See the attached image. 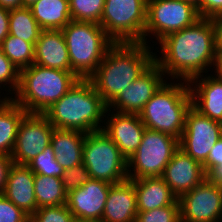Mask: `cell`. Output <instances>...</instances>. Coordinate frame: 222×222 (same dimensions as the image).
<instances>
[{"instance_id":"obj_24","label":"cell","mask_w":222,"mask_h":222,"mask_svg":"<svg viewBox=\"0 0 222 222\" xmlns=\"http://www.w3.org/2000/svg\"><path fill=\"white\" fill-rule=\"evenodd\" d=\"M29 8L42 30H62L72 20L69 0H37Z\"/></svg>"},{"instance_id":"obj_14","label":"cell","mask_w":222,"mask_h":222,"mask_svg":"<svg viewBox=\"0 0 222 222\" xmlns=\"http://www.w3.org/2000/svg\"><path fill=\"white\" fill-rule=\"evenodd\" d=\"M164 73L154 62L142 75L134 80L127 88L108 105V110L114 107L119 113L139 114L145 104L165 83Z\"/></svg>"},{"instance_id":"obj_23","label":"cell","mask_w":222,"mask_h":222,"mask_svg":"<svg viewBox=\"0 0 222 222\" xmlns=\"http://www.w3.org/2000/svg\"><path fill=\"white\" fill-rule=\"evenodd\" d=\"M85 136L86 133L81 131L54 128L50 144L64 170L82 163Z\"/></svg>"},{"instance_id":"obj_44","label":"cell","mask_w":222,"mask_h":222,"mask_svg":"<svg viewBox=\"0 0 222 222\" xmlns=\"http://www.w3.org/2000/svg\"><path fill=\"white\" fill-rule=\"evenodd\" d=\"M37 0H23V7H31Z\"/></svg>"},{"instance_id":"obj_7","label":"cell","mask_w":222,"mask_h":222,"mask_svg":"<svg viewBox=\"0 0 222 222\" xmlns=\"http://www.w3.org/2000/svg\"><path fill=\"white\" fill-rule=\"evenodd\" d=\"M92 179L116 184L128 179L127 159L101 129L87 133L83 161Z\"/></svg>"},{"instance_id":"obj_12","label":"cell","mask_w":222,"mask_h":222,"mask_svg":"<svg viewBox=\"0 0 222 222\" xmlns=\"http://www.w3.org/2000/svg\"><path fill=\"white\" fill-rule=\"evenodd\" d=\"M220 138H222V123L211 120L191 105L186 113L185 128L179 139V148L204 165L212 145Z\"/></svg>"},{"instance_id":"obj_2","label":"cell","mask_w":222,"mask_h":222,"mask_svg":"<svg viewBox=\"0 0 222 222\" xmlns=\"http://www.w3.org/2000/svg\"><path fill=\"white\" fill-rule=\"evenodd\" d=\"M147 45L114 43L88 78L107 105L155 62Z\"/></svg>"},{"instance_id":"obj_10","label":"cell","mask_w":222,"mask_h":222,"mask_svg":"<svg viewBox=\"0 0 222 222\" xmlns=\"http://www.w3.org/2000/svg\"><path fill=\"white\" fill-rule=\"evenodd\" d=\"M199 19L196 6L187 0H147L144 43L147 44L149 33L160 42L167 35L192 26Z\"/></svg>"},{"instance_id":"obj_3","label":"cell","mask_w":222,"mask_h":222,"mask_svg":"<svg viewBox=\"0 0 222 222\" xmlns=\"http://www.w3.org/2000/svg\"><path fill=\"white\" fill-rule=\"evenodd\" d=\"M108 105L89 79H78L69 91L43 114L54 128L90 133L101 130L99 122Z\"/></svg>"},{"instance_id":"obj_21","label":"cell","mask_w":222,"mask_h":222,"mask_svg":"<svg viewBox=\"0 0 222 222\" xmlns=\"http://www.w3.org/2000/svg\"><path fill=\"white\" fill-rule=\"evenodd\" d=\"M34 64L71 71V64L62 30H42L35 44Z\"/></svg>"},{"instance_id":"obj_30","label":"cell","mask_w":222,"mask_h":222,"mask_svg":"<svg viewBox=\"0 0 222 222\" xmlns=\"http://www.w3.org/2000/svg\"><path fill=\"white\" fill-rule=\"evenodd\" d=\"M34 174L62 178L64 169L59 165L53 147L49 144L43 152L27 164Z\"/></svg>"},{"instance_id":"obj_18","label":"cell","mask_w":222,"mask_h":222,"mask_svg":"<svg viewBox=\"0 0 222 222\" xmlns=\"http://www.w3.org/2000/svg\"><path fill=\"white\" fill-rule=\"evenodd\" d=\"M35 174L27 165L13 163L8 172L3 195L28 216L37 208L34 189Z\"/></svg>"},{"instance_id":"obj_36","label":"cell","mask_w":222,"mask_h":222,"mask_svg":"<svg viewBox=\"0 0 222 222\" xmlns=\"http://www.w3.org/2000/svg\"><path fill=\"white\" fill-rule=\"evenodd\" d=\"M203 167L208 176H212L222 167V138L212 145L208 160Z\"/></svg>"},{"instance_id":"obj_17","label":"cell","mask_w":222,"mask_h":222,"mask_svg":"<svg viewBox=\"0 0 222 222\" xmlns=\"http://www.w3.org/2000/svg\"><path fill=\"white\" fill-rule=\"evenodd\" d=\"M102 130L116 144L121 154L128 160L138 149L145 125L139 114L119 113L111 114Z\"/></svg>"},{"instance_id":"obj_28","label":"cell","mask_w":222,"mask_h":222,"mask_svg":"<svg viewBox=\"0 0 222 222\" xmlns=\"http://www.w3.org/2000/svg\"><path fill=\"white\" fill-rule=\"evenodd\" d=\"M0 49L20 71L34 64L35 46L32 43L9 34Z\"/></svg>"},{"instance_id":"obj_27","label":"cell","mask_w":222,"mask_h":222,"mask_svg":"<svg viewBox=\"0 0 222 222\" xmlns=\"http://www.w3.org/2000/svg\"><path fill=\"white\" fill-rule=\"evenodd\" d=\"M42 29L38 25L30 8L22 7L9 12V34L16 36L34 46Z\"/></svg>"},{"instance_id":"obj_40","label":"cell","mask_w":222,"mask_h":222,"mask_svg":"<svg viewBox=\"0 0 222 222\" xmlns=\"http://www.w3.org/2000/svg\"><path fill=\"white\" fill-rule=\"evenodd\" d=\"M216 34V53H222V15L213 19Z\"/></svg>"},{"instance_id":"obj_15","label":"cell","mask_w":222,"mask_h":222,"mask_svg":"<svg viewBox=\"0 0 222 222\" xmlns=\"http://www.w3.org/2000/svg\"><path fill=\"white\" fill-rule=\"evenodd\" d=\"M111 186L105 181L91 179L81 187L69 191L66 205L74 219L101 222Z\"/></svg>"},{"instance_id":"obj_16","label":"cell","mask_w":222,"mask_h":222,"mask_svg":"<svg viewBox=\"0 0 222 222\" xmlns=\"http://www.w3.org/2000/svg\"><path fill=\"white\" fill-rule=\"evenodd\" d=\"M161 177L179 199L209 176L201 163L192 159L181 148H178L166 165Z\"/></svg>"},{"instance_id":"obj_38","label":"cell","mask_w":222,"mask_h":222,"mask_svg":"<svg viewBox=\"0 0 222 222\" xmlns=\"http://www.w3.org/2000/svg\"><path fill=\"white\" fill-rule=\"evenodd\" d=\"M13 164L11 156L0 153V194L6 186L7 176L10 166Z\"/></svg>"},{"instance_id":"obj_6","label":"cell","mask_w":222,"mask_h":222,"mask_svg":"<svg viewBox=\"0 0 222 222\" xmlns=\"http://www.w3.org/2000/svg\"><path fill=\"white\" fill-rule=\"evenodd\" d=\"M71 64L79 79H88L115 43L96 23L70 21L62 29Z\"/></svg>"},{"instance_id":"obj_9","label":"cell","mask_w":222,"mask_h":222,"mask_svg":"<svg viewBox=\"0 0 222 222\" xmlns=\"http://www.w3.org/2000/svg\"><path fill=\"white\" fill-rule=\"evenodd\" d=\"M178 148L177 138L146 128L138 149L127 160L128 179L161 177Z\"/></svg>"},{"instance_id":"obj_1","label":"cell","mask_w":222,"mask_h":222,"mask_svg":"<svg viewBox=\"0 0 222 222\" xmlns=\"http://www.w3.org/2000/svg\"><path fill=\"white\" fill-rule=\"evenodd\" d=\"M159 44L163 56L155 57V62L162 72L169 74L173 79L182 78L184 82H189L203 74L204 70L207 71L206 67L215 63L214 21L200 18L192 26L167 35Z\"/></svg>"},{"instance_id":"obj_4","label":"cell","mask_w":222,"mask_h":222,"mask_svg":"<svg viewBox=\"0 0 222 222\" xmlns=\"http://www.w3.org/2000/svg\"><path fill=\"white\" fill-rule=\"evenodd\" d=\"M79 78L72 71L47 68L32 64L20 71L19 86L11 98L27 113H44L69 89Z\"/></svg>"},{"instance_id":"obj_19","label":"cell","mask_w":222,"mask_h":222,"mask_svg":"<svg viewBox=\"0 0 222 222\" xmlns=\"http://www.w3.org/2000/svg\"><path fill=\"white\" fill-rule=\"evenodd\" d=\"M137 199L134 184L130 179L112 184L101 222H135Z\"/></svg>"},{"instance_id":"obj_5","label":"cell","mask_w":222,"mask_h":222,"mask_svg":"<svg viewBox=\"0 0 222 222\" xmlns=\"http://www.w3.org/2000/svg\"><path fill=\"white\" fill-rule=\"evenodd\" d=\"M184 83H164L139 113L147 129L181 138L185 117L192 105L190 86ZM182 84V85H181Z\"/></svg>"},{"instance_id":"obj_37","label":"cell","mask_w":222,"mask_h":222,"mask_svg":"<svg viewBox=\"0 0 222 222\" xmlns=\"http://www.w3.org/2000/svg\"><path fill=\"white\" fill-rule=\"evenodd\" d=\"M196 9L200 18L214 19L222 15V0H200Z\"/></svg>"},{"instance_id":"obj_20","label":"cell","mask_w":222,"mask_h":222,"mask_svg":"<svg viewBox=\"0 0 222 222\" xmlns=\"http://www.w3.org/2000/svg\"><path fill=\"white\" fill-rule=\"evenodd\" d=\"M192 78L188 84L192 99V106L211 120L222 123V79L218 77ZM199 77L201 80H199ZM199 80V81H197ZM196 81V83H195ZM197 82H199L197 84ZM191 83L196 84L192 89Z\"/></svg>"},{"instance_id":"obj_13","label":"cell","mask_w":222,"mask_h":222,"mask_svg":"<svg viewBox=\"0 0 222 222\" xmlns=\"http://www.w3.org/2000/svg\"><path fill=\"white\" fill-rule=\"evenodd\" d=\"M54 127L42 113H26L19 123L13 163L27 165L51 143Z\"/></svg>"},{"instance_id":"obj_46","label":"cell","mask_w":222,"mask_h":222,"mask_svg":"<svg viewBox=\"0 0 222 222\" xmlns=\"http://www.w3.org/2000/svg\"><path fill=\"white\" fill-rule=\"evenodd\" d=\"M187 1L193 3L195 6H197L200 2V0H187Z\"/></svg>"},{"instance_id":"obj_35","label":"cell","mask_w":222,"mask_h":222,"mask_svg":"<svg viewBox=\"0 0 222 222\" xmlns=\"http://www.w3.org/2000/svg\"><path fill=\"white\" fill-rule=\"evenodd\" d=\"M28 215L0 194V222H22Z\"/></svg>"},{"instance_id":"obj_34","label":"cell","mask_w":222,"mask_h":222,"mask_svg":"<svg viewBox=\"0 0 222 222\" xmlns=\"http://www.w3.org/2000/svg\"><path fill=\"white\" fill-rule=\"evenodd\" d=\"M20 70L10 61V59L0 49V84H11L12 90L17 91L19 86Z\"/></svg>"},{"instance_id":"obj_11","label":"cell","mask_w":222,"mask_h":222,"mask_svg":"<svg viewBox=\"0 0 222 222\" xmlns=\"http://www.w3.org/2000/svg\"><path fill=\"white\" fill-rule=\"evenodd\" d=\"M180 222H220L222 186L211 176L179 199Z\"/></svg>"},{"instance_id":"obj_41","label":"cell","mask_w":222,"mask_h":222,"mask_svg":"<svg viewBox=\"0 0 222 222\" xmlns=\"http://www.w3.org/2000/svg\"><path fill=\"white\" fill-rule=\"evenodd\" d=\"M0 7L13 10L23 7V0H0Z\"/></svg>"},{"instance_id":"obj_22","label":"cell","mask_w":222,"mask_h":222,"mask_svg":"<svg viewBox=\"0 0 222 222\" xmlns=\"http://www.w3.org/2000/svg\"><path fill=\"white\" fill-rule=\"evenodd\" d=\"M131 181L136 191L137 212L180 205L178 198L162 177L139 178Z\"/></svg>"},{"instance_id":"obj_26","label":"cell","mask_w":222,"mask_h":222,"mask_svg":"<svg viewBox=\"0 0 222 222\" xmlns=\"http://www.w3.org/2000/svg\"><path fill=\"white\" fill-rule=\"evenodd\" d=\"M34 189L37 208L67 203V192L63 188L62 178L35 174Z\"/></svg>"},{"instance_id":"obj_25","label":"cell","mask_w":222,"mask_h":222,"mask_svg":"<svg viewBox=\"0 0 222 222\" xmlns=\"http://www.w3.org/2000/svg\"><path fill=\"white\" fill-rule=\"evenodd\" d=\"M27 111L11 98L0 99V153L11 156L19 123Z\"/></svg>"},{"instance_id":"obj_45","label":"cell","mask_w":222,"mask_h":222,"mask_svg":"<svg viewBox=\"0 0 222 222\" xmlns=\"http://www.w3.org/2000/svg\"><path fill=\"white\" fill-rule=\"evenodd\" d=\"M22 222H35L32 216H27Z\"/></svg>"},{"instance_id":"obj_32","label":"cell","mask_w":222,"mask_h":222,"mask_svg":"<svg viewBox=\"0 0 222 222\" xmlns=\"http://www.w3.org/2000/svg\"><path fill=\"white\" fill-rule=\"evenodd\" d=\"M35 222H74L73 214L66 204L41 207L32 215Z\"/></svg>"},{"instance_id":"obj_8","label":"cell","mask_w":222,"mask_h":222,"mask_svg":"<svg viewBox=\"0 0 222 222\" xmlns=\"http://www.w3.org/2000/svg\"><path fill=\"white\" fill-rule=\"evenodd\" d=\"M147 0H105L99 25L115 43H144Z\"/></svg>"},{"instance_id":"obj_39","label":"cell","mask_w":222,"mask_h":222,"mask_svg":"<svg viewBox=\"0 0 222 222\" xmlns=\"http://www.w3.org/2000/svg\"><path fill=\"white\" fill-rule=\"evenodd\" d=\"M9 12L10 10L0 7V44L9 35Z\"/></svg>"},{"instance_id":"obj_31","label":"cell","mask_w":222,"mask_h":222,"mask_svg":"<svg viewBox=\"0 0 222 222\" xmlns=\"http://www.w3.org/2000/svg\"><path fill=\"white\" fill-rule=\"evenodd\" d=\"M135 222H180V205L138 212Z\"/></svg>"},{"instance_id":"obj_29","label":"cell","mask_w":222,"mask_h":222,"mask_svg":"<svg viewBox=\"0 0 222 222\" xmlns=\"http://www.w3.org/2000/svg\"><path fill=\"white\" fill-rule=\"evenodd\" d=\"M105 0H69L72 21L99 24Z\"/></svg>"},{"instance_id":"obj_43","label":"cell","mask_w":222,"mask_h":222,"mask_svg":"<svg viewBox=\"0 0 222 222\" xmlns=\"http://www.w3.org/2000/svg\"><path fill=\"white\" fill-rule=\"evenodd\" d=\"M218 184L222 186V167L211 176Z\"/></svg>"},{"instance_id":"obj_33","label":"cell","mask_w":222,"mask_h":222,"mask_svg":"<svg viewBox=\"0 0 222 222\" xmlns=\"http://www.w3.org/2000/svg\"><path fill=\"white\" fill-rule=\"evenodd\" d=\"M87 168L83 163L64 170L62 176L63 188L68 193L73 189H77L91 180Z\"/></svg>"},{"instance_id":"obj_47","label":"cell","mask_w":222,"mask_h":222,"mask_svg":"<svg viewBox=\"0 0 222 222\" xmlns=\"http://www.w3.org/2000/svg\"><path fill=\"white\" fill-rule=\"evenodd\" d=\"M74 222H97V221H80V220H75Z\"/></svg>"},{"instance_id":"obj_42","label":"cell","mask_w":222,"mask_h":222,"mask_svg":"<svg viewBox=\"0 0 222 222\" xmlns=\"http://www.w3.org/2000/svg\"><path fill=\"white\" fill-rule=\"evenodd\" d=\"M214 65L216 66V77L222 79V53H216Z\"/></svg>"}]
</instances>
